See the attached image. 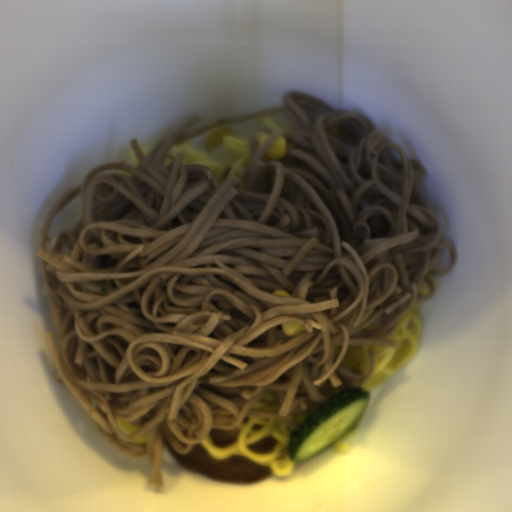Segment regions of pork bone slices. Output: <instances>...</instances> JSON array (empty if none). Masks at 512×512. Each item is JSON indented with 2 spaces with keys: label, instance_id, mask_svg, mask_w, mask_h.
<instances>
[{
  "label": "pork bone slices",
  "instance_id": "d1f655de",
  "mask_svg": "<svg viewBox=\"0 0 512 512\" xmlns=\"http://www.w3.org/2000/svg\"><path fill=\"white\" fill-rule=\"evenodd\" d=\"M163 444L171 457L184 469L206 476L211 480L228 483H251L269 476L270 467L260 465L246 457L233 456L218 459L211 456L199 443L187 455L177 454L164 436Z\"/></svg>",
  "mask_w": 512,
  "mask_h": 512
},
{
  "label": "pork bone slices",
  "instance_id": "8bd94acc",
  "mask_svg": "<svg viewBox=\"0 0 512 512\" xmlns=\"http://www.w3.org/2000/svg\"><path fill=\"white\" fill-rule=\"evenodd\" d=\"M238 428L233 429H212L209 431L211 441L219 447H224L233 442Z\"/></svg>",
  "mask_w": 512,
  "mask_h": 512
},
{
  "label": "pork bone slices",
  "instance_id": "559dba5c",
  "mask_svg": "<svg viewBox=\"0 0 512 512\" xmlns=\"http://www.w3.org/2000/svg\"><path fill=\"white\" fill-rule=\"evenodd\" d=\"M277 444L273 437H267L248 444V448L255 454H263L270 453Z\"/></svg>",
  "mask_w": 512,
  "mask_h": 512
}]
</instances>
